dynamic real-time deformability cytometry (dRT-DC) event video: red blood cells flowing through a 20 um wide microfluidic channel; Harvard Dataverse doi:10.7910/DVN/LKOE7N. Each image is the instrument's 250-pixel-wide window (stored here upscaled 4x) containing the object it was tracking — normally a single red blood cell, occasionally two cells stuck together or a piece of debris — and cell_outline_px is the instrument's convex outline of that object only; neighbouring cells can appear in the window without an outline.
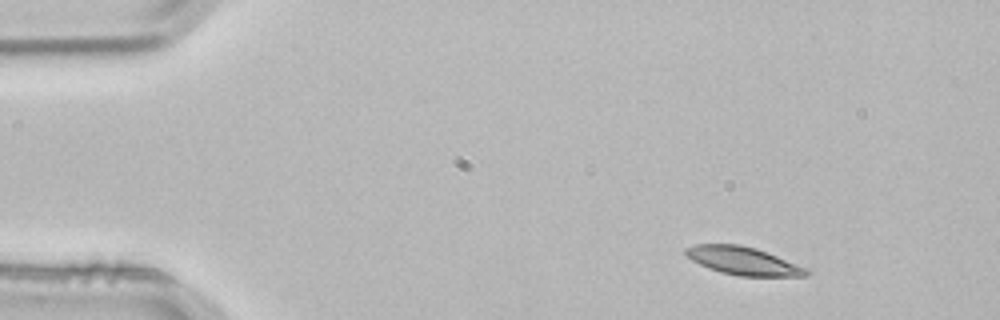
{"species": "common noctule bat (a hibernating species)", "species_latin": "Nyctalus noctula", "temperature_condition": "room temperature", "stored_images_in_passage": 4, "segment_of_instrument_passage": [1, 2], "camera_frame_rate_fps": 3000, "um_per_image_px": 0.085, "animal": {"sex": "male", "body_mass_g": 21.5, "forearm_length_mm": 52.0}, "frame": {"image": 1, "passage_image": 1, "time_ms": 0.0, "image_size_px": [1000, 320], "cell_outline_px": [[812, 272], [808, 276], [740, 276], [720, 272], [708, 268], [692, 260], [684, 252], [684, 248], [696, 244], [740, 244], [756, 248], [808, 268]], "centroid_in_image_um": [63.19, 22.17], "position_along_channel_um": 21.8, "area_um2": 19.77}}